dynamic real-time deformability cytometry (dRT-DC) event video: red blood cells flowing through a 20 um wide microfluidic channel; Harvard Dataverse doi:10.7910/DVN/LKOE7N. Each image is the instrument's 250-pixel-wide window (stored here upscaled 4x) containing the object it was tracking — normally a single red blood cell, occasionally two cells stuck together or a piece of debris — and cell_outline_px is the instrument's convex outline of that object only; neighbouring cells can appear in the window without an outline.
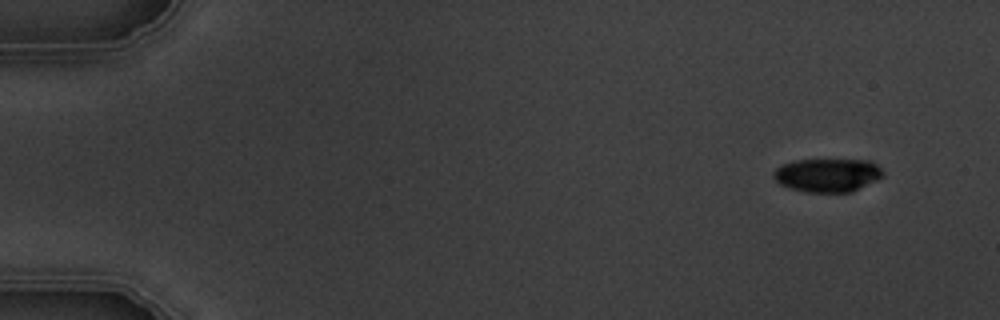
{"species": "common noctule bat (a hibernating species)", "species_latin": "Nyctalus noctula", "temperature_condition": "warm", "stored_images_in_passage": 6, "camera_frame_rate_fps": 3000, "um_per_image_px": 0.085, "animal": {"sex": "male", "body_mass_g": 19.5, "forearm_length_mm": 54.6}, "frame": {"image": 1, "passage_image": 1, "time_ms": 0.0, "image_size_px": [1000, 320], "cell_outline_px": [[884, 176], [852, 192], [808, 192], [792, 188], [780, 184], [772, 176], [772, 172], [780, 164], [796, 160], [872, 160], [884, 172]], "centroid_in_image_um": [70.34, 14.87], "position_along_channel_um": 14.7, "area_um2": 21.39}}
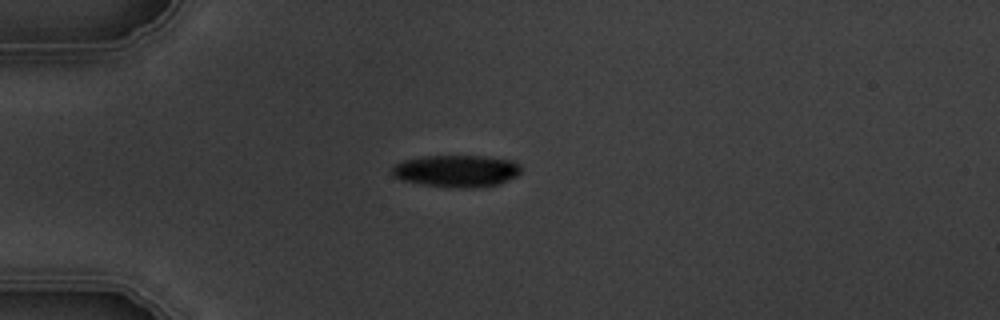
{"frame": {"image": 2, "passage_image": 4, "time_ms": 3.667, "image_size_px": [1000, 320], "cell_outline_px": [[520, 172], [516, 176], [500, 184], [468, 188], [420, 184], [400, 180], [392, 176], [392, 164], [404, 160], [420, 156], [484, 156], [512, 160], [520, 164]], "centroid_in_image_um": [38.76, 14.52], "position_along_channel_um": 46.2, "area_um2": 24.16}}
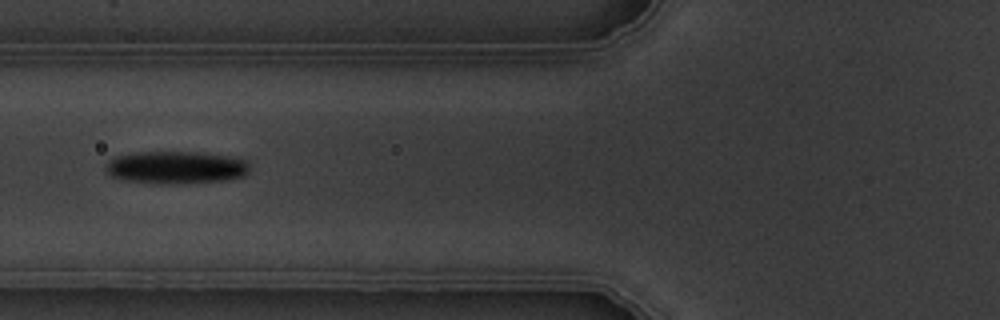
{"frame": {"image": 3, "passage_image": 6, "time_ms": 6.0, "image_size_px": [1000, 320], "cell_outline_px": [[248, 172], [244, 176], [228, 180], [172, 184], [160, 184], [128, 180], [112, 176], [104, 168], [108, 160], [116, 156], [136, 152], [204, 152], [236, 156], [248, 160]], "centroid_in_image_um": [15.02, 14.22], "position_along_channel_um": 110.8, "area_um2": 27.69}}